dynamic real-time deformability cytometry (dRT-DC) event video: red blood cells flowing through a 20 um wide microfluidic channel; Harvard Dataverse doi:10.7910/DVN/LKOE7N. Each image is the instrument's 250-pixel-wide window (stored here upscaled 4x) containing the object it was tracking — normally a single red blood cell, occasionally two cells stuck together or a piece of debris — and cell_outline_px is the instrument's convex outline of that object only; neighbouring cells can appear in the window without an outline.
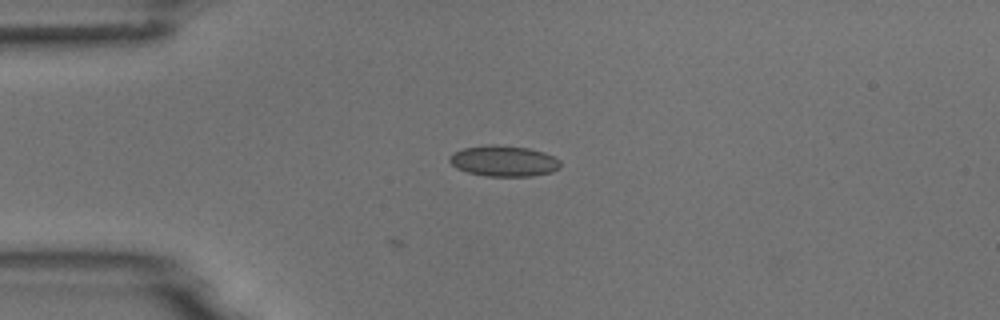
{"species": "common noctule bat (a hibernating species)", "species_latin": "Nyctalus noctula", "temperature_condition": "room temperature", "stored_images_in_passage": 12, "camera_frame_rate_fps": 3000, "um_per_image_px": 0.085, "animal": {"sex": "male", "body_mass_g": 18.8}, "frame": {"image": 1, "passage_image": 3, "time_ms": 3.333, "image_size_px": [1000, 320], "cell_outline_px": [[560, 168], [552, 172], [532, 176], [488, 176], [468, 172], [456, 168], [448, 160], [448, 156], [452, 152], [464, 148], [492, 144], [496, 144], [528, 148], [544, 152], [560, 160]], "centroid_in_image_um": [42.81, 13.68], "position_along_channel_um": 42.2, "area_um2": 20.0}}
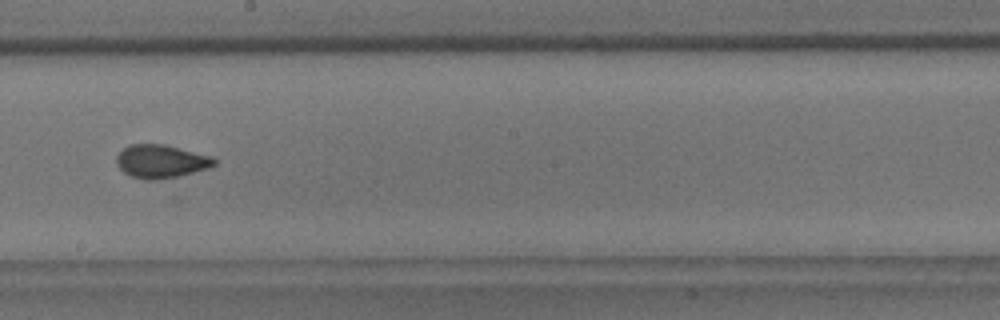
{"frame": {"image": 2, "passage_image": 8, "time_ms": 9.0, "image_size_px": [1000, 320], "cell_outline_px": [[216, 164], [208, 168], [176, 176], [156, 180], [148, 180], [132, 176], [124, 172], [116, 164], [116, 156], [128, 144], [164, 144], [212, 156], [216, 160]], "centroid_in_image_um": [13.67, 13.7], "position_along_channel_um": 234.5, "area_um2": 18.79}}
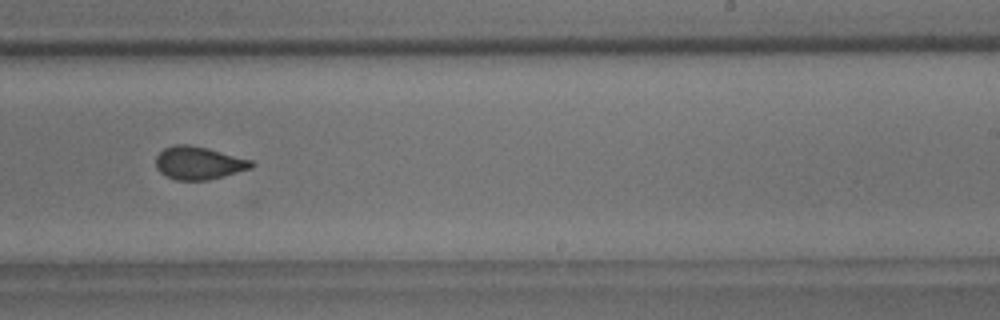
{"frame": {"image": 3, "passage_image": 9, "time_ms": 10.0, "image_size_px": [1000, 320], "cell_outline_px": [[256, 164], [252, 168], [224, 176], [208, 180], [176, 180], [160, 172], [156, 168], [156, 156], [164, 148], [172, 144], [188, 144], [208, 148], [252, 160]], "centroid_in_image_um": [16.9, 13.84], "position_along_channel_um": 272.1, "area_um2": 18.44}}